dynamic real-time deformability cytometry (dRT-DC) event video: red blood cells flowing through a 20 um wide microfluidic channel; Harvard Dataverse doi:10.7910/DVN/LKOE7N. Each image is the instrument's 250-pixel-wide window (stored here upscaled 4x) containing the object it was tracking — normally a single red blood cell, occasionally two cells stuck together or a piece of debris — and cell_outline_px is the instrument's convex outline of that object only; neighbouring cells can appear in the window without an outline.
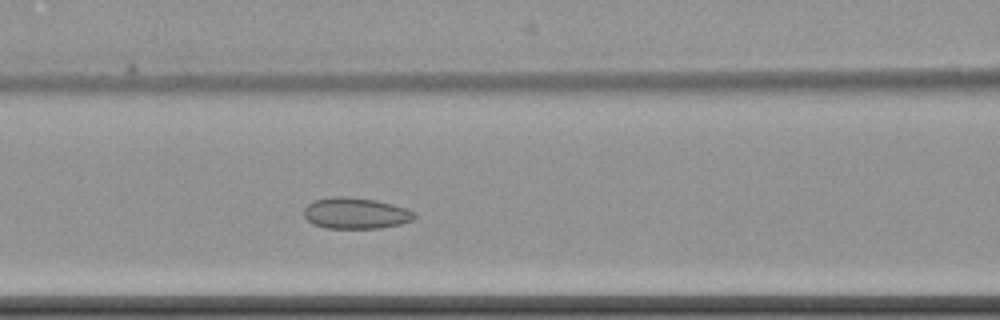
{"species": "common noctule bat (a hibernating species)", "species_latin": "Nyctalus noctula", "temperature_condition": "cold", "stored_images_in_passage": 5, "camera_frame_rate_fps": 3000, "um_per_image_px": 0.085, "animal": {"sex": "female", "body_mass_g": 22.7, "forearm_length_mm": 54.2}, "frame": {"image": 1, "passage_image": 5, "time_ms": 5.667, "image_size_px": [1000, 320], "cell_outline_px": [[416, 216], [412, 220], [400, 224], [380, 228], [324, 228], [312, 224], [304, 216], [304, 208], [308, 204], [316, 200], [332, 196], [344, 196], [376, 200], [408, 208], [416, 212]], "centroid_in_image_um": [30.24, 18.12], "position_along_channel_um": 136.4, "area_um2": 20.17}}